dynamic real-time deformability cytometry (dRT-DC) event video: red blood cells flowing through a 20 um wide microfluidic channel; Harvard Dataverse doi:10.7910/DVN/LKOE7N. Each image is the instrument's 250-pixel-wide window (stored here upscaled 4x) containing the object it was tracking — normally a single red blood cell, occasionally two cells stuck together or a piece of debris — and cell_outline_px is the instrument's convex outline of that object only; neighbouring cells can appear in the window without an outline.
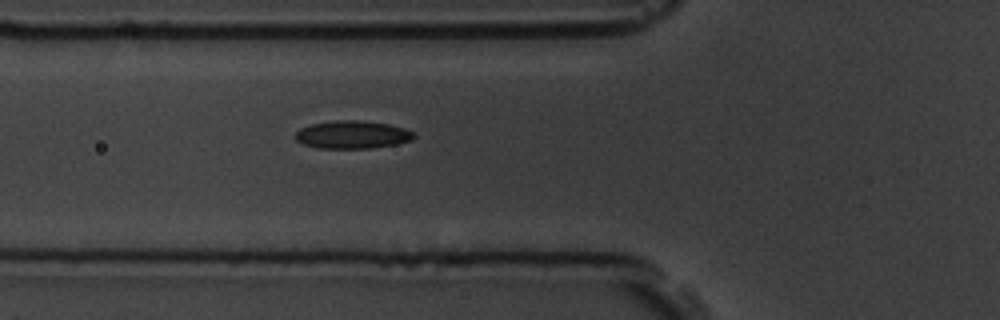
{"species": "common noctule bat (a hibernating species)", "species_latin": "Nyctalus noctula", "temperature_condition": "room temperature", "stored_images_in_passage": 7, "camera_frame_rate_fps": 3000, "um_per_image_px": 0.085, "animal": {"sex": "male", "body_mass_g": 19.5, "forearm_length_mm": 54.6}, "frame": {"image": 1, "passage_image": 7, "time_ms": 7.0, "image_size_px": [1000, 320], "cell_outline_px": [[416, 136], [412, 140], [396, 144], [372, 148], [320, 148], [304, 144], [296, 140], [296, 132], [300, 128], [312, 124], [336, 120], [360, 120], [388, 124], [404, 128], [412, 132]], "centroid_in_image_um": [29.96, 11.44], "position_along_channel_um": 95.8, "area_um2": 19.13}}